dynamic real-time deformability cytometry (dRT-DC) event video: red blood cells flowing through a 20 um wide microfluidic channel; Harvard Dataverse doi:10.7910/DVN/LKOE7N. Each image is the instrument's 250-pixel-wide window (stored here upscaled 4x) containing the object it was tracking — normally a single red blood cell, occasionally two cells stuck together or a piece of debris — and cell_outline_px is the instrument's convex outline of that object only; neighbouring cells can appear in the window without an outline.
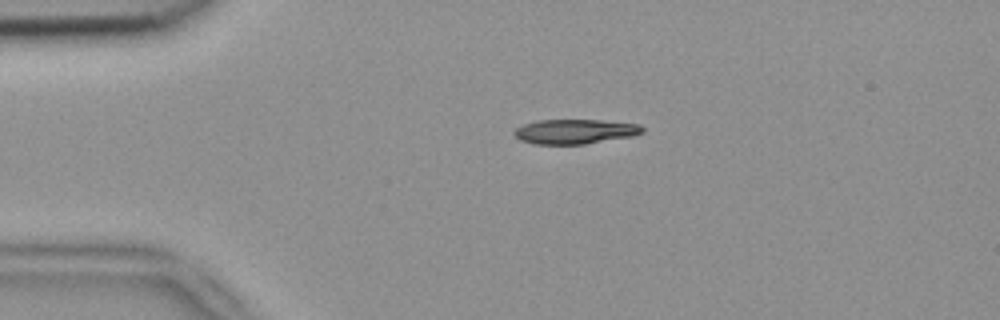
{"species": "common noctule bat (a hibernating species)", "species_latin": "Nyctalus noctula", "temperature_condition": "room temperature", "stored_images_in_passage": 2, "camera_frame_rate_fps": 3000, "um_per_image_px": 0.085, "animal": {"sex": "female", "body_mass_g": 18.4}, "frame": {"image": 1, "passage_image": 1, "time_ms": 0.0, "image_size_px": [1000, 320], "cell_outline_px": [[644, 132], [632, 136], [584, 144], [536, 144], [520, 140], [512, 132], [516, 128], [524, 124], [536, 120], [600, 120], [640, 124], [644, 128]], "centroid_in_image_um": [48.87, 11.17], "position_along_channel_um": 36.1, "area_um2": 18.38}}